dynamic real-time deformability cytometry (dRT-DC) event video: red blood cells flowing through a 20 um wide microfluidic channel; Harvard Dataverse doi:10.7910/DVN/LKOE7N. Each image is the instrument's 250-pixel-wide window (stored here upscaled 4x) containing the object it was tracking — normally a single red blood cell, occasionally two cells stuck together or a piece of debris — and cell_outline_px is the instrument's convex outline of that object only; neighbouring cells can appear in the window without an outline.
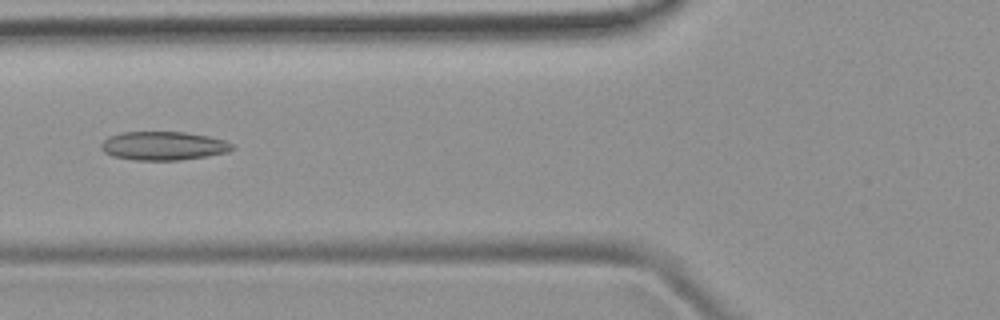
{"species": "common noctule bat (a hibernating species)", "species_latin": "Nyctalus noctula", "temperature_condition": "room temperature", "stored_images_in_passage": 42, "camera_frame_rate_fps": 3000, "um_per_image_px": 0.085, "animal": {"sex": "female", "body_mass_g": 19.9}, "frame": {"image": 1, "passage_image": 12, "time_ms": 3.667, "image_size_px": [1000, 320], "cell_outline_px": [[236, 148], [228, 152], [208, 156], [180, 160], [136, 160], [112, 156], [104, 152], [100, 148], [100, 144], [108, 136], [120, 132], [184, 132], [208, 136], [224, 140], [232, 144]], "centroid_in_image_um": [13.88, 12.39], "position_along_channel_um": 111.9, "area_um2": 22.02}}
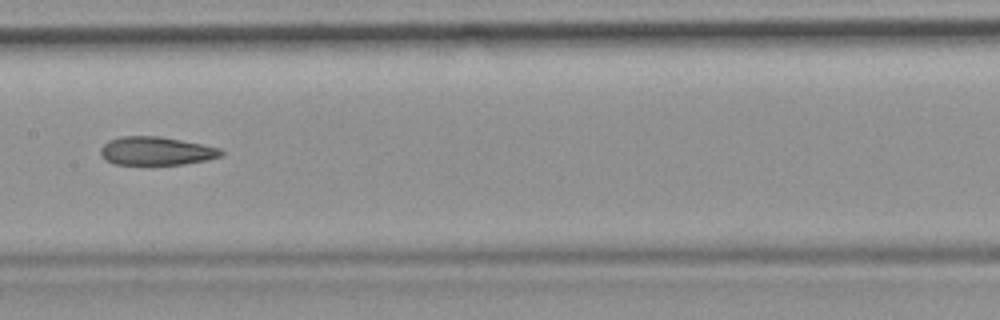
{"frame": {"image": 2, "passage_image": 18, "time_ms": 5.667, "image_size_px": [1000, 320], "cell_outline_px": [[224, 152], [220, 156], [204, 160], [184, 164], [116, 164], [104, 160], [100, 152], [100, 148], [108, 140], [124, 136], [160, 136], [220, 148]], "centroid_in_image_um": [13.23, 12.83], "position_along_channel_um": 194.2, "area_um2": 19.71}}
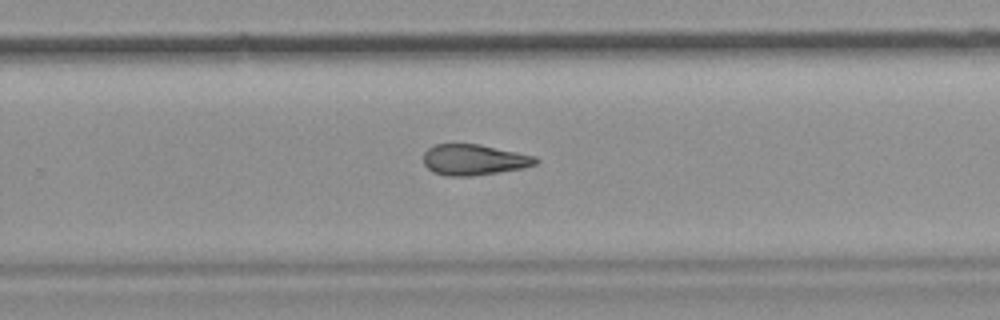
{"frame": {"image": 3, "passage_image": 25, "time_ms": 8.0, "image_size_px": [1000, 320], "cell_outline_px": [[540, 160], [536, 164], [524, 168], [468, 176], [448, 176], [432, 172], [424, 164], [424, 152], [428, 148], [436, 144], [480, 144], [536, 156]], "centroid_in_image_um": [40.3, 13.57], "position_along_channel_um": 289.5, "area_um2": 20.11}}